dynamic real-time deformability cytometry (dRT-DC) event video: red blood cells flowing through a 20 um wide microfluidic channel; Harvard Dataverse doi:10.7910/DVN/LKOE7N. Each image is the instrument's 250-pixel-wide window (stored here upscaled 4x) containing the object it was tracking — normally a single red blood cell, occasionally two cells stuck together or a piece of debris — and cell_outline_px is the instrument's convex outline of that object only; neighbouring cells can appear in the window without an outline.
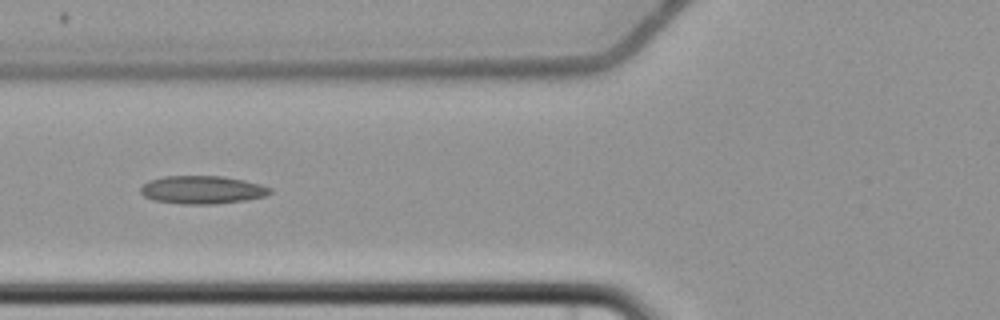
{"species": "common noctule bat (a hibernating species)", "species_latin": "Nyctalus noctula", "temperature_condition": "cold", "stored_images_in_passage": 6, "camera_frame_rate_fps": 3000, "um_per_image_px": 0.085, "animal": {"sex": "female", "body_mass_g": 22.7, "forearm_length_mm": 54.2}, "frame": {"image": 1, "passage_image": 6, "time_ms": 6.0, "image_size_px": [1000, 320], "cell_outline_px": [[272, 192], [264, 196], [248, 200], [212, 204], [180, 204], [152, 200], [144, 196], [140, 192], [140, 188], [148, 180], [164, 176], [224, 176], [244, 180], [260, 184], [272, 188]], "centroid_in_image_um": [17.18, 16.13], "position_along_channel_um": 108.6, "area_um2": 21.33}}